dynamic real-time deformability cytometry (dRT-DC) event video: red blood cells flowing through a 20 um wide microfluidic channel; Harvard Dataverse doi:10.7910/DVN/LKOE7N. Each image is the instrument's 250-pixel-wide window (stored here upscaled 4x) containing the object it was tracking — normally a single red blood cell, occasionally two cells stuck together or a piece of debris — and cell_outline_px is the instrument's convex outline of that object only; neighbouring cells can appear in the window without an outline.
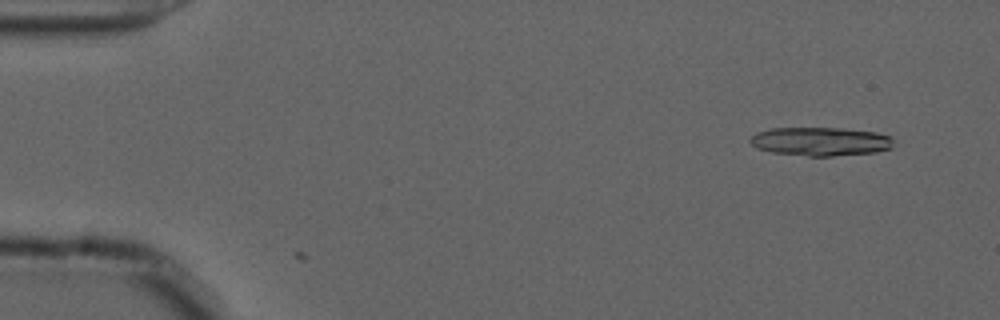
{"species": "common noctule bat (a hibernating species)", "species_latin": "Nyctalus noctula", "temperature_condition": "cold", "stored_images_in_passage": 3, "camera_frame_rate_fps": 3000, "um_per_image_px": 0.085, "animal": {"sex": "male", "forearm_length_mm": 52.5}, "frame": {"image": 1, "passage_image": 1, "time_ms": 0.0, "image_size_px": [1000, 320], "cell_outline_px": [[892, 148], [876, 152], [832, 156], [808, 156], [772, 152], [756, 148], [748, 140], [756, 132], [772, 128], [840, 128], [876, 132], [892, 136]], "centroid_in_image_um": [69.74, 12.02], "position_along_channel_um": 15.3, "area_um2": 23.99}}